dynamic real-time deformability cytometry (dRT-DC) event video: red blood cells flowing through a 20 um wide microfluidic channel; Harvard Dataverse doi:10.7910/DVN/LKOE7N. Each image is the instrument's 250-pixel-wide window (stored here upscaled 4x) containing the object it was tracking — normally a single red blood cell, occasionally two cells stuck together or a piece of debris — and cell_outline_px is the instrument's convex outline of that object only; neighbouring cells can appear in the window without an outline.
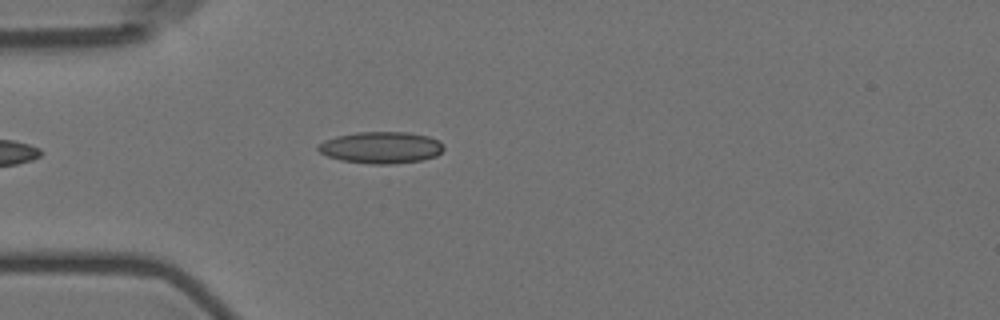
{"species": "Egyptian fruit bat (a non-hibernating species)", "species_latin": "Rousettus aegyptiacus", "temperature_condition": "room temperature", "stored_images_in_passage": 5, "camera_frame_rate_fps": 3000, "um_per_image_px": 0.085, "animal": {"sex": "female"}, "frame": {"image": 1, "passage_image": 5, "time_ms": 4.667, "image_size_px": [1000, 320], "cell_outline_px": [[444, 148], [436, 156], [420, 160], [392, 164], [372, 164], [340, 160], [328, 156], [320, 152], [316, 148], [316, 144], [324, 140], [336, 136], [356, 132], [408, 132], [428, 136], [440, 140]], "centroid_in_image_um": [32.36, 12.53], "position_along_channel_um": 52.6, "area_um2": 23.29}}